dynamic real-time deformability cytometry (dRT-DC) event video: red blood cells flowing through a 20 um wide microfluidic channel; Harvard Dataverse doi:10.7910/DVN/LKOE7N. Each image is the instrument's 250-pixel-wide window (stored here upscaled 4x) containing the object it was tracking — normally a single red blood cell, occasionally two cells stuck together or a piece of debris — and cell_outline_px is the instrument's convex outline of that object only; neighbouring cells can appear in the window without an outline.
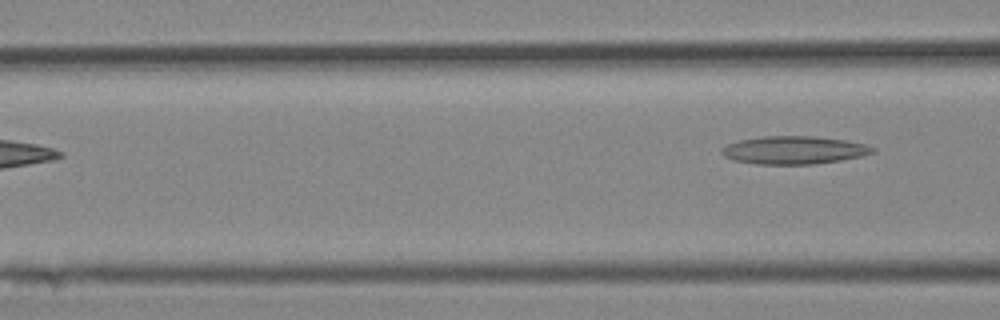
{"species": "Egyptian fruit bat (a non-hibernating species)", "species_latin": "Rousettus aegyptiacus", "temperature_condition": "cold", "stored_images_in_passage": 6, "camera_frame_rate_fps": 3000, "um_per_image_px": 0.085, "animal": {"sex": "female"}, "frame": {"image": 1, "passage_image": 6, "time_ms": 6.0, "image_size_px": [1000, 320], "cell_outline_px": [[876, 152], [860, 156], [840, 160], [816, 164], [756, 164], [732, 160], [724, 156], [720, 152], [720, 148], [728, 144], [740, 140], [764, 136], [816, 136], [844, 140], [864, 144], [876, 148]], "centroid_in_image_um": [67.46, 12.76], "position_along_channel_um": 99.1, "area_um2": 24.62}}